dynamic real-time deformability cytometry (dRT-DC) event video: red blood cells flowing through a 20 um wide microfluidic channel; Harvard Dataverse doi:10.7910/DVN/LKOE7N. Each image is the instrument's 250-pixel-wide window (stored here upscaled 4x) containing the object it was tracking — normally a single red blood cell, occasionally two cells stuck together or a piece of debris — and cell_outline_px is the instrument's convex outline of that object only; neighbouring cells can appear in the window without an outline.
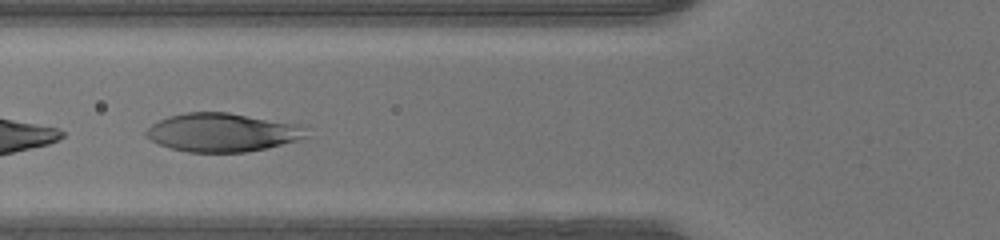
{"species": "human", "species_latin": "Homo sapiens", "temperature_condition": "warm", "stored_images_in_passage": 44, "camera_frame_rate_fps": 3000, "um_per_image_px": 0.085, "donor": {"sex": "male"}, "frame": {"image": 1, "passage_image": 16, "time_ms": 5.0, "image_size_px": [1000, 240], "cell_outline_px": [[308, 136], [296, 140], [264, 148], [244, 152], [188, 152], [172, 148], [160, 144], [152, 140], [144, 132], [152, 124], [168, 116], [188, 112], [228, 112], [296, 124]], "centroid_in_image_um": [18.82, 11.25], "position_along_channel_um": 107.0, "area_um2": 35.14}}
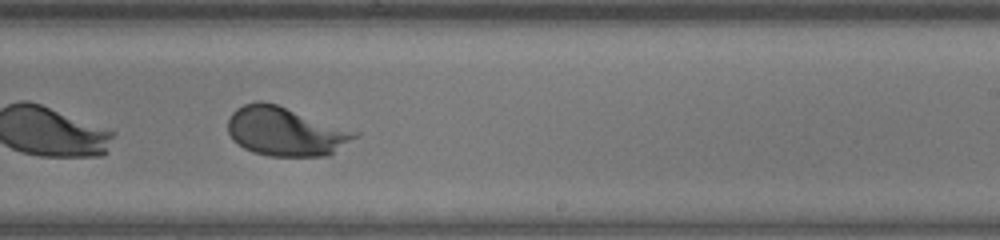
{"frame": {"image": 2, "passage_image": 27, "time_ms": 8.667, "image_size_px": [1000, 240], "cell_outline_px": [[360, 136], [328, 156], [268, 156], [252, 152], [244, 148], [232, 140], [228, 132], [228, 120], [232, 112], [236, 108], [244, 104], [256, 100], [260, 100], [276, 104], [360, 132]], "centroid_in_image_um": [24.27, 11.17], "position_along_channel_um": 264.7, "area_um2": 36.47}}
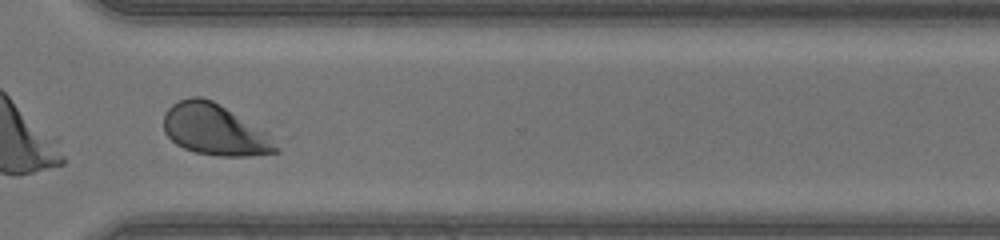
{"frame": {"image": 3, "passage_image": 33, "time_ms": 10.667, "image_size_px": [1000, 240], "cell_outline_px": [[280, 152], [248, 156], [216, 156], [196, 152], [184, 148], [176, 144], [164, 132], [164, 112], [172, 104], [180, 100], [192, 96], [200, 96], [212, 100], [268, 132], [280, 148]], "centroid_in_image_um": [18.27, 11.03], "position_along_channel_um": 352.3, "area_um2": 33.58}}